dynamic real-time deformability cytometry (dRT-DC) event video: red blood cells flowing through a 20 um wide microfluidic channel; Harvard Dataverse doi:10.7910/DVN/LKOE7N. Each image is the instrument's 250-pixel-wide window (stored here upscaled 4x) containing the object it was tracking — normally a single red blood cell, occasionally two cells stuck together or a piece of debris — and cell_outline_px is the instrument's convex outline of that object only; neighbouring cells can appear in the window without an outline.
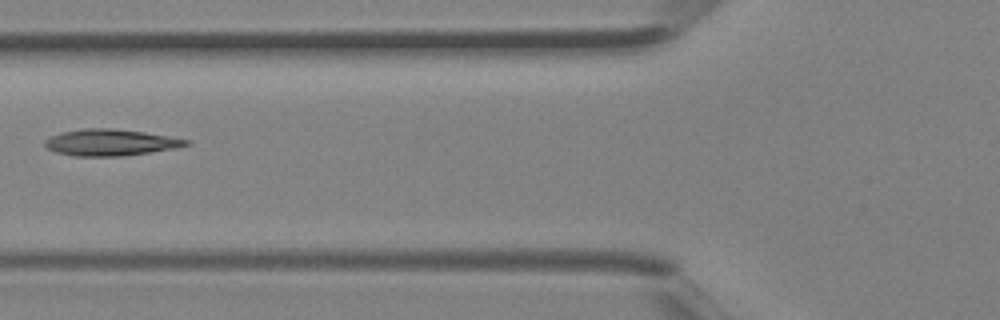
{"species": "Egyptian fruit bat (a non-hibernating species)", "species_latin": "Rousettus aegyptiacus", "temperature_condition": "room temperature", "stored_images_in_passage": 4, "camera_frame_rate_fps": 3000, "um_per_image_px": 0.085, "animal": {"sex": "female"}, "frame": {"image": 1, "passage_image": 4, "time_ms": 1.0, "image_size_px": [1000, 320], "cell_outline_px": [[192, 144], [176, 148], [120, 156], [72, 156], [56, 152], [48, 148], [44, 144], [44, 140], [60, 132], [84, 128], [112, 128], [144, 132], [188, 140]], "centroid_in_image_um": [9.36, 12.1], "position_along_channel_um": 116.4, "area_um2": 21.62}}